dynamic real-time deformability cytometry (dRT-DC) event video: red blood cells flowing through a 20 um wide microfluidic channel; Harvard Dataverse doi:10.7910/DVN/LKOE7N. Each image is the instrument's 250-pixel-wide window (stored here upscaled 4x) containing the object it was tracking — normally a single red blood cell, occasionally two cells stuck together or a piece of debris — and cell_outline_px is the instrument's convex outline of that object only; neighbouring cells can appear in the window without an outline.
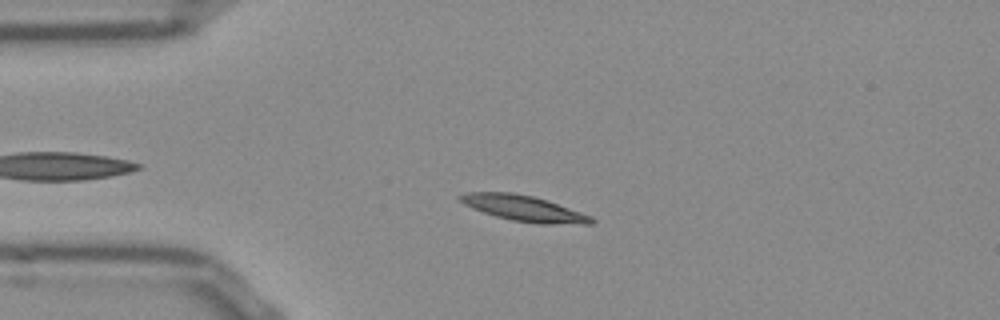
{"species": "Egyptian fruit bat (a non-hibernating species)", "species_latin": "Rousettus aegyptiacus", "temperature_condition": "room temperature", "stored_images_in_passage": 45, "camera_frame_rate_fps": 3000, "um_per_image_px": 0.085, "frame": {"image": 1, "passage_image": 4, "time_ms": 1.0, "image_size_px": [1000, 320], "cell_outline_px": [[596, 220], [592, 224], [540, 224], [512, 220], [496, 216], [472, 208], [464, 204], [456, 196], [468, 192], [512, 192], [532, 196], [548, 200], [592, 216]], "centroid_in_image_um": [44.55, 17.71], "position_along_channel_um": 40.4, "area_um2": 19.71}}
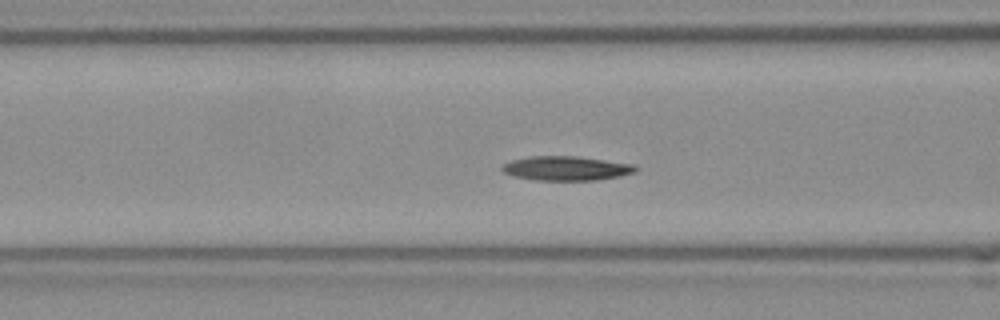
{"frame": {"image": 2, "passage_image": 12, "time_ms": 3.667, "image_size_px": [1000, 320], "cell_outline_px": [[636, 172], [620, 176], [596, 180], [536, 180], [512, 176], [504, 172], [500, 168], [504, 164], [512, 160], [532, 156], [576, 156], [632, 164], [636, 168]], "centroid_in_image_um": [48.1, 14.31], "position_along_channel_um": 118.5, "area_um2": 18.73}}
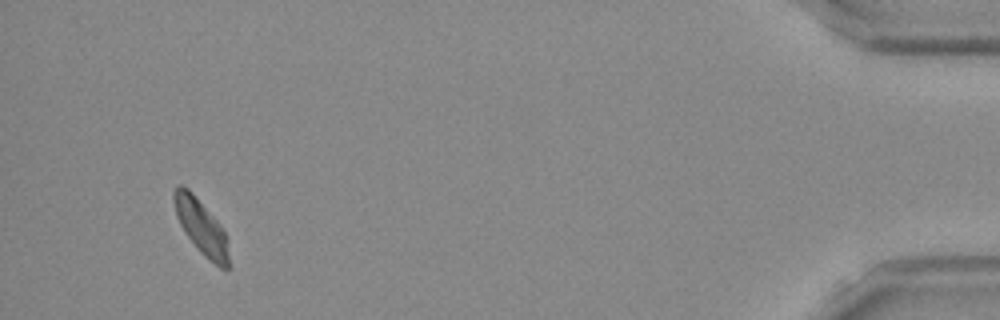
{"frame": {"image": 3, "passage_image": 42, "time_ms": 13.667, "image_size_px": [1000, 320], "cell_outline_px": [[228, 268], [220, 268], [204, 256], [200, 252], [184, 232], [176, 216], [172, 200], [172, 192], [180, 184], [188, 188], [192, 192], [216, 220], [228, 236]], "centroid_in_image_um": [17.08, 19.27], "position_along_channel_um": 418.1, "area_um2": 17.46}}